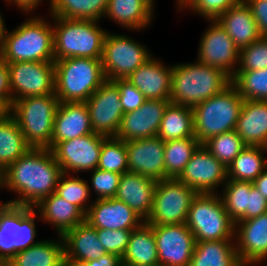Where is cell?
Masks as SVG:
<instances>
[{"label": "cell", "instance_id": "8", "mask_svg": "<svg viewBox=\"0 0 267 266\" xmlns=\"http://www.w3.org/2000/svg\"><path fill=\"white\" fill-rule=\"evenodd\" d=\"M219 194L198 193L192 200L185 224L196 242L234 240L235 222Z\"/></svg>", "mask_w": 267, "mask_h": 266}, {"label": "cell", "instance_id": "60", "mask_svg": "<svg viewBox=\"0 0 267 266\" xmlns=\"http://www.w3.org/2000/svg\"><path fill=\"white\" fill-rule=\"evenodd\" d=\"M255 264H260V263H241L239 266H255Z\"/></svg>", "mask_w": 267, "mask_h": 266}, {"label": "cell", "instance_id": "38", "mask_svg": "<svg viewBox=\"0 0 267 266\" xmlns=\"http://www.w3.org/2000/svg\"><path fill=\"white\" fill-rule=\"evenodd\" d=\"M231 84L244 100H267V68L236 71Z\"/></svg>", "mask_w": 267, "mask_h": 266}, {"label": "cell", "instance_id": "24", "mask_svg": "<svg viewBox=\"0 0 267 266\" xmlns=\"http://www.w3.org/2000/svg\"><path fill=\"white\" fill-rule=\"evenodd\" d=\"M157 181L137 173H123L115 198L127 204L144 221L149 217Z\"/></svg>", "mask_w": 267, "mask_h": 266}, {"label": "cell", "instance_id": "32", "mask_svg": "<svg viewBox=\"0 0 267 266\" xmlns=\"http://www.w3.org/2000/svg\"><path fill=\"white\" fill-rule=\"evenodd\" d=\"M122 264L152 265L159 263L153 228L145 222L132 230Z\"/></svg>", "mask_w": 267, "mask_h": 266}, {"label": "cell", "instance_id": "33", "mask_svg": "<svg viewBox=\"0 0 267 266\" xmlns=\"http://www.w3.org/2000/svg\"><path fill=\"white\" fill-rule=\"evenodd\" d=\"M30 148L32 147L26 142L11 114L0 120V169L2 171H5Z\"/></svg>", "mask_w": 267, "mask_h": 266}, {"label": "cell", "instance_id": "39", "mask_svg": "<svg viewBox=\"0 0 267 266\" xmlns=\"http://www.w3.org/2000/svg\"><path fill=\"white\" fill-rule=\"evenodd\" d=\"M203 145L226 168L247 146L235 130L213 136Z\"/></svg>", "mask_w": 267, "mask_h": 266}, {"label": "cell", "instance_id": "35", "mask_svg": "<svg viewBox=\"0 0 267 266\" xmlns=\"http://www.w3.org/2000/svg\"><path fill=\"white\" fill-rule=\"evenodd\" d=\"M267 148L246 146L227 168L230 180L253 182L267 169Z\"/></svg>", "mask_w": 267, "mask_h": 266}, {"label": "cell", "instance_id": "1", "mask_svg": "<svg viewBox=\"0 0 267 266\" xmlns=\"http://www.w3.org/2000/svg\"><path fill=\"white\" fill-rule=\"evenodd\" d=\"M61 174V167L51 149L30 148L3 171L4 188L18 194V197L6 203L36 206L56 192Z\"/></svg>", "mask_w": 267, "mask_h": 266}, {"label": "cell", "instance_id": "23", "mask_svg": "<svg viewBox=\"0 0 267 266\" xmlns=\"http://www.w3.org/2000/svg\"><path fill=\"white\" fill-rule=\"evenodd\" d=\"M94 133L86 102H60L55 114L51 150L62 141Z\"/></svg>", "mask_w": 267, "mask_h": 266}, {"label": "cell", "instance_id": "7", "mask_svg": "<svg viewBox=\"0 0 267 266\" xmlns=\"http://www.w3.org/2000/svg\"><path fill=\"white\" fill-rule=\"evenodd\" d=\"M60 101L55 94L20 98L10 106L26 142L34 148L51 149L55 114Z\"/></svg>", "mask_w": 267, "mask_h": 266}, {"label": "cell", "instance_id": "2", "mask_svg": "<svg viewBox=\"0 0 267 266\" xmlns=\"http://www.w3.org/2000/svg\"><path fill=\"white\" fill-rule=\"evenodd\" d=\"M231 84V78L222 70L203 64L179 63L172 68L173 104L194 107L195 105L221 93Z\"/></svg>", "mask_w": 267, "mask_h": 266}, {"label": "cell", "instance_id": "37", "mask_svg": "<svg viewBox=\"0 0 267 266\" xmlns=\"http://www.w3.org/2000/svg\"><path fill=\"white\" fill-rule=\"evenodd\" d=\"M200 145L196 137L166 141L164 145L166 179H176Z\"/></svg>", "mask_w": 267, "mask_h": 266}, {"label": "cell", "instance_id": "27", "mask_svg": "<svg viewBox=\"0 0 267 266\" xmlns=\"http://www.w3.org/2000/svg\"><path fill=\"white\" fill-rule=\"evenodd\" d=\"M216 21L225 29L239 50L262 37L250 8L243 0L230 7Z\"/></svg>", "mask_w": 267, "mask_h": 266}, {"label": "cell", "instance_id": "13", "mask_svg": "<svg viewBox=\"0 0 267 266\" xmlns=\"http://www.w3.org/2000/svg\"><path fill=\"white\" fill-rule=\"evenodd\" d=\"M209 21L212 23L201 37L197 61L218 68L232 78L238 69L240 50L216 20Z\"/></svg>", "mask_w": 267, "mask_h": 266}, {"label": "cell", "instance_id": "12", "mask_svg": "<svg viewBox=\"0 0 267 266\" xmlns=\"http://www.w3.org/2000/svg\"><path fill=\"white\" fill-rule=\"evenodd\" d=\"M12 103L20 98L55 94L54 62L6 63Z\"/></svg>", "mask_w": 267, "mask_h": 266}, {"label": "cell", "instance_id": "53", "mask_svg": "<svg viewBox=\"0 0 267 266\" xmlns=\"http://www.w3.org/2000/svg\"><path fill=\"white\" fill-rule=\"evenodd\" d=\"M252 183L260 194L267 199V169L263 171Z\"/></svg>", "mask_w": 267, "mask_h": 266}, {"label": "cell", "instance_id": "4", "mask_svg": "<svg viewBox=\"0 0 267 266\" xmlns=\"http://www.w3.org/2000/svg\"><path fill=\"white\" fill-rule=\"evenodd\" d=\"M50 18L54 20V61L64 58L102 59L107 31L99 27V21Z\"/></svg>", "mask_w": 267, "mask_h": 266}, {"label": "cell", "instance_id": "47", "mask_svg": "<svg viewBox=\"0 0 267 266\" xmlns=\"http://www.w3.org/2000/svg\"><path fill=\"white\" fill-rule=\"evenodd\" d=\"M113 82L119 88L120 102L124 114L139 109L146 101L145 96L127 79H116Z\"/></svg>", "mask_w": 267, "mask_h": 266}, {"label": "cell", "instance_id": "20", "mask_svg": "<svg viewBox=\"0 0 267 266\" xmlns=\"http://www.w3.org/2000/svg\"><path fill=\"white\" fill-rule=\"evenodd\" d=\"M234 241L241 263H263L267 259V212L235 222Z\"/></svg>", "mask_w": 267, "mask_h": 266}, {"label": "cell", "instance_id": "52", "mask_svg": "<svg viewBox=\"0 0 267 266\" xmlns=\"http://www.w3.org/2000/svg\"><path fill=\"white\" fill-rule=\"evenodd\" d=\"M9 5L14 4L17 6L20 11L24 12V14H31L38 6H40L43 0H5Z\"/></svg>", "mask_w": 267, "mask_h": 266}, {"label": "cell", "instance_id": "10", "mask_svg": "<svg viewBox=\"0 0 267 266\" xmlns=\"http://www.w3.org/2000/svg\"><path fill=\"white\" fill-rule=\"evenodd\" d=\"M198 193L174 178L157 181L148 225L186 223L192 200Z\"/></svg>", "mask_w": 267, "mask_h": 266}, {"label": "cell", "instance_id": "19", "mask_svg": "<svg viewBox=\"0 0 267 266\" xmlns=\"http://www.w3.org/2000/svg\"><path fill=\"white\" fill-rule=\"evenodd\" d=\"M164 145L158 136L126 142L128 172L156 181L166 179Z\"/></svg>", "mask_w": 267, "mask_h": 266}, {"label": "cell", "instance_id": "6", "mask_svg": "<svg viewBox=\"0 0 267 266\" xmlns=\"http://www.w3.org/2000/svg\"><path fill=\"white\" fill-rule=\"evenodd\" d=\"M244 99L230 84L221 93L193 107L194 136L203 144L213 136L235 130Z\"/></svg>", "mask_w": 267, "mask_h": 266}, {"label": "cell", "instance_id": "40", "mask_svg": "<svg viewBox=\"0 0 267 266\" xmlns=\"http://www.w3.org/2000/svg\"><path fill=\"white\" fill-rule=\"evenodd\" d=\"M56 193L69 203L79 207L85 214H87L90 205L93 203V201H90L91 196L88 182L83 178L70 176L69 173L61 174L56 187Z\"/></svg>", "mask_w": 267, "mask_h": 266}, {"label": "cell", "instance_id": "14", "mask_svg": "<svg viewBox=\"0 0 267 266\" xmlns=\"http://www.w3.org/2000/svg\"><path fill=\"white\" fill-rule=\"evenodd\" d=\"M86 104L93 132L104 137H115L124 115L117 85L106 80Z\"/></svg>", "mask_w": 267, "mask_h": 266}, {"label": "cell", "instance_id": "22", "mask_svg": "<svg viewBox=\"0 0 267 266\" xmlns=\"http://www.w3.org/2000/svg\"><path fill=\"white\" fill-rule=\"evenodd\" d=\"M172 68L153 56L139 66L128 78L146 100H170L172 91Z\"/></svg>", "mask_w": 267, "mask_h": 266}, {"label": "cell", "instance_id": "34", "mask_svg": "<svg viewBox=\"0 0 267 266\" xmlns=\"http://www.w3.org/2000/svg\"><path fill=\"white\" fill-rule=\"evenodd\" d=\"M157 136L164 142L195 137L193 108L170 103L161 120Z\"/></svg>", "mask_w": 267, "mask_h": 266}, {"label": "cell", "instance_id": "49", "mask_svg": "<svg viewBox=\"0 0 267 266\" xmlns=\"http://www.w3.org/2000/svg\"><path fill=\"white\" fill-rule=\"evenodd\" d=\"M258 25L262 37H267V0H243Z\"/></svg>", "mask_w": 267, "mask_h": 266}, {"label": "cell", "instance_id": "44", "mask_svg": "<svg viewBox=\"0 0 267 266\" xmlns=\"http://www.w3.org/2000/svg\"><path fill=\"white\" fill-rule=\"evenodd\" d=\"M91 173V185L89 187H93L95 194L97 195L98 199H109L115 198L118 190V185L120 181V177L122 174L104 171L101 169H94Z\"/></svg>", "mask_w": 267, "mask_h": 266}, {"label": "cell", "instance_id": "36", "mask_svg": "<svg viewBox=\"0 0 267 266\" xmlns=\"http://www.w3.org/2000/svg\"><path fill=\"white\" fill-rule=\"evenodd\" d=\"M49 16L65 19L100 21L109 0H49Z\"/></svg>", "mask_w": 267, "mask_h": 266}, {"label": "cell", "instance_id": "21", "mask_svg": "<svg viewBox=\"0 0 267 266\" xmlns=\"http://www.w3.org/2000/svg\"><path fill=\"white\" fill-rule=\"evenodd\" d=\"M86 222L96 229L135 230L145 221L116 198L95 199L86 214Z\"/></svg>", "mask_w": 267, "mask_h": 266}, {"label": "cell", "instance_id": "3", "mask_svg": "<svg viewBox=\"0 0 267 266\" xmlns=\"http://www.w3.org/2000/svg\"><path fill=\"white\" fill-rule=\"evenodd\" d=\"M53 24L39 16L29 17L13 31L6 32L0 48L5 63L54 62Z\"/></svg>", "mask_w": 267, "mask_h": 266}, {"label": "cell", "instance_id": "59", "mask_svg": "<svg viewBox=\"0 0 267 266\" xmlns=\"http://www.w3.org/2000/svg\"><path fill=\"white\" fill-rule=\"evenodd\" d=\"M4 188V178H3V171L0 169V191Z\"/></svg>", "mask_w": 267, "mask_h": 266}, {"label": "cell", "instance_id": "5", "mask_svg": "<svg viewBox=\"0 0 267 266\" xmlns=\"http://www.w3.org/2000/svg\"><path fill=\"white\" fill-rule=\"evenodd\" d=\"M54 68L60 102H86L107 80L101 59L64 58L54 61Z\"/></svg>", "mask_w": 267, "mask_h": 266}, {"label": "cell", "instance_id": "57", "mask_svg": "<svg viewBox=\"0 0 267 266\" xmlns=\"http://www.w3.org/2000/svg\"><path fill=\"white\" fill-rule=\"evenodd\" d=\"M176 2V5L181 10L182 8L188 9L195 2V0H176Z\"/></svg>", "mask_w": 267, "mask_h": 266}, {"label": "cell", "instance_id": "25", "mask_svg": "<svg viewBox=\"0 0 267 266\" xmlns=\"http://www.w3.org/2000/svg\"><path fill=\"white\" fill-rule=\"evenodd\" d=\"M34 209L43 222L55 227L58 236L86 221V214L76 205L69 203L56 192L42 199Z\"/></svg>", "mask_w": 267, "mask_h": 266}, {"label": "cell", "instance_id": "56", "mask_svg": "<svg viewBox=\"0 0 267 266\" xmlns=\"http://www.w3.org/2000/svg\"><path fill=\"white\" fill-rule=\"evenodd\" d=\"M4 21L5 20L2 17V14L0 13V48H1L2 44H3L6 32L8 31L6 26H5L6 24H5Z\"/></svg>", "mask_w": 267, "mask_h": 266}, {"label": "cell", "instance_id": "30", "mask_svg": "<svg viewBox=\"0 0 267 266\" xmlns=\"http://www.w3.org/2000/svg\"><path fill=\"white\" fill-rule=\"evenodd\" d=\"M57 240H41L31 247L17 252L5 266H61L64 253L62 236Z\"/></svg>", "mask_w": 267, "mask_h": 266}, {"label": "cell", "instance_id": "11", "mask_svg": "<svg viewBox=\"0 0 267 266\" xmlns=\"http://www.w3.org/2000/svg\"><path fill=\"white\" fill-rule=\"evenodd\" d=\"M129 36L107 31L103 42L102 66L108 81L128 78L152 54L144 44Z\"/></svg>", "mask_w": 267, "mask_h": 266}, {"label": "cell", "instance_id": "16", "mask_svg": "<svg viewBox=\"0 0 267 266\" xmlns=\"http://www.w3.org/2000/svg\"><path fill=\"white\" fill-rule=\"evenodd\" d=\"M105 138L91 133L59 142L51 151L61 167L62 173L89 172L98 166L100 151Z\"/></svg>", "mask_w": 267, "mask_h": 266}, {"label": "cell", "instance_id": "48", "mask_svg": "<svg viewBox=\"0 0 267 266\" xmlns=\"http://www.w3.org/2000/svg\"><path fill=\"white\" fill-rule=\"evenodd\" d=\"M267 212V199H265L260 192L253 186L251 182V190L248 201L247 211L237 220H247L257 217Z\"/></svg>", "mask_w": 267, "mask_h": 266}, {"label": "cell", "instance_id": "54", "mask_svg": "<svg viewBox=\"0 0 267 266\" xmlns=\"http://www.w3.org/2000/svg\"><path fill=\"white\" fill-rule=\"evenodd\" d=\"M10 114V106L0 98V120L4 119Z\"/></svg>", "mask_w": 267, "mask_h": 266}, {"label": "cell", "instance_id": "31", "mask_svg": "<svg viewBox=\"0 0 267 266\" xmlns=\"http://www.w3.org/2000/svg\"><path fill=\"white\" fill-rule=\"evenodd\" d=\"M241 261L233 240L196 242L189 266H239Z\"/></svg>", "mask_w": 267, "mask_h": 266}, {"label": "cell", "instance_id": "46", "mask_svg": "<svg viewBox=\"0 0 267 266\" xmlns=\"http://www.w3.org/2000/svg\"><path fill=\"white\" fill-rule=\"evenodd\" d=\"M240 0H195L189 9L205 20H216Z\"/></svg>", "mask_w": 267, "mask_h": 266}, {"label": "cell", "instance_id": "50", "mask_svg": "<svg viewBox=\"0 0 267 266\" xmlns=\"http://www.w3.org/2000/svg\"><path fill=\"white\" fill-rule=\"evenodd\" d=\"M0 98L9 106L12 104L11 91L9 86V70L7 64L0 58Z\"/></svg>", "mask_w": 267, "mask_h": 266}, {"label": "cell", "instance_id": "51", "mask_svg": "<svg viewBox=\"0 0 267 266\" xmlns=\"http://www.w3.org/2000/svg\"><path fill=\"white\" fill-rule=\"evenodd\" d=\"M87 266H122V259L114 254H105L96 260L85 262Z\"/></svg>", "mask_w": 267, "mask_h": 266}, {"label": "cell", "instance_id": "9", "mask_svg": "<svg viewBox=\"0 0 267 266\" xmlns=\"http://www.w3.org/2000/svg\"><path fill=\"white\" fill-rule=\"evenodd\" d=\"M34 207L12 205L0 201V266L20 251L37 244Z\"/></svg>", "mask_w": 267, "mask_h": 266}, {"label": "cell", "instance_id": "42", "mask_svg": "<svg viewBox=\"0 0 267 266\" xmlns=\"http://www.w3.org/2000/svg\"><path fill=\"white\" fill-rule=\"evenodd\" d=\"M98 169L119 174L128 172L126 142L116 137H106L100 151Z\"/></svg>", "mask_w": 267, "mask_h": 266}, {"label": "cell", "instance_id": "61", "mask_svg": "<svg viewBox=\"0 0 267 266\" xmlns=\"http://www.w3.org/2000/svg\"><path fill=\"white\" fill-rule=\"evenodd\" d=\"M148 1L154 6L155 0H148Z\"/></svg>", "mask_w": 267, "mask_h": 266}, {"label": "cell", "instance_id": "17", "mask_svg": "<svg viewBox=\"0 0 267 266\" xmlns=\"http://www.w3.org/2000/svg\"><path fill=\"white\" fill-rule=\"evenodd\" d=\"M150 226L154 232L159 263L163 266H189L196 240L187 225Z\"/></svg>", "mask_w": 267, "mask_h": 266}, {"label": "cell", "instance_id": "29", "mask_svg": "<svg viewBox=\"0 0 267 266\" xmlns=\"http://www.w3.org/2000/svg\"><path fill=\"white\" fill-rule=\"evenodd\" d=\"M154 6L148 0H109L104 18L128 30L140 31L153 21Z\"/></svg>", "mask_w": 267, "mask_h": 266}, {"label": "cell", "instance_id": "15", "mask_svg": "<svg viewBox=\"0 0 267 266\" xmlns=\"http://www.w3.org/2000/svg\"><path fill=\"white\" fill-rule=\"evenodd\" d=\"M176 179L197 193L217 194L228 179L227 168L201 144Z\"/></svg>", "mask_w": 267, "mask_h": 266}, {"label": "cell", "instance_id": "26", "mask_svg": "<svg viewBox=\"0 0 267 266\" xmlns=\"http://www.w3.org/2000/svg\"><path fill=\"white\" fill-rule=\"evenodd\" d=\"M235 131L247 146L267 148V100H244Z\"/></svg>", "mask_w": 267, "mask_h": 266}, {"label": "cell", "instance_id": "58", "mask_svg": "<svg viewBox=\"0 0 267 266\" xmlns=\"http://www.w3.org/2000/svg\"><path fill=\"white\" fill-rule=\"evenodd\" d=\"M122 266H163L160 263L152 264V265H137V264H122Z\"/></svg>", "mask_w": 267, "mask_h": 266}, {"label": "cell", "instance_id": "28", "mask_svg": "<svg viewBox=\"0 0 267 266\" xmlns=\"http://www.w3.org/2000/svg\"><path fill=\"white\" fill-rule=\"evenodd\" d=\"M62 239L67 258L88 262L107 254L98 239L96 228L86 221L66 232Z\"/></svg>", "mask_w": 267, "mask_h": 266}, {"label": "cell", "instance_id": "43", "mask_svg": "<svg viewBox=\"0 0 267 266\" xmlns=\"http://www.w3.org/2000/svg\"><path fill=\"white\" fill-rule=\"evenodd\" d=\"M267 68V37L240 49L237 71H253Z\"/></svg>", "mask_w": 267, "mask_h": 266}, {"label": "cell", "instance_id": "41", "mask_svg": "<svg viewBox=\"0 0 267 266\" xmlns=\"http://www.w3.org/2000/svg\"><path fill=\"white\" fill-rule=\"evenodd\" d=\"M251 182L227 179L220 194L225 210L236 222L248 209Z\"/></svg>", "mask_w": 267, "mask_h": 266}, {"label": "cell", "instance_id": "55", "mask_svg": "<svg viewBox=\"0 0 267 266\" xmlns=\"http://www.w3.org/2000/svg\"><path fill=\"white\" fill-rule=\"evenodd\" d=\"M61 266H87V264L64 256Z\"/></svg>", "mask_w": 267, "mask_h": 266}, {"label": "cell", "instance_id": "18", "mask_svg": "<svg viewBox=\"0 0 267 266\" xmlns=\"http://www.w3.org/2000/svg\"><path fill=\"white\" fill-rule=\"evenodd\" d=\"M170 100H146L137 110L125 113L115 136L125 142L157 136Z\"/></svg>", "mask_w": 267, "mask_h": 266}, {"label": "cell", "instance_id": "45", "mask_svg": "<svg viewBox=\"0 0 267 266\" xmlns=\"http://www.w3.org/2000/svg\"><path fill=\"white\" fill-rule=\"evenodd\" d=\"M98 239L109 254L122 258L126 252L132 230L96 229Z\"/></svg>", "mask_w": 267, "mask_h": 266}]
</instances>
